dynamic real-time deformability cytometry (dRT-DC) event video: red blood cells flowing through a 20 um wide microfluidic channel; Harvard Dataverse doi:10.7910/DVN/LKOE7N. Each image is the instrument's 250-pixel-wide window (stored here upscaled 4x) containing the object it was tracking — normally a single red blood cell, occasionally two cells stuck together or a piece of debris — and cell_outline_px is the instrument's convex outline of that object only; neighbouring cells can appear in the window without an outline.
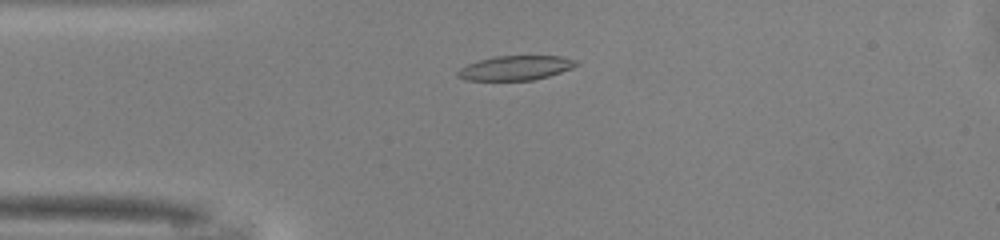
{"species": "common noctule bat (a hibernating species)", "species_latin": "Nyctalus noctula", "temperature_condition": "warm", "stored_images_in_passage": 35, "camera_frame_rate_fps": 3000, "um_per_image_px": 0.085, "animal": {"sex": "male", "body_mass_g": 13.0, "forearm_length_mm": 53.1}, "frame": {"image": 1, "passage_image": 9, "time_ms": 2.667, "image_size_px": [1000, 240], "cell_outline_px": [[580, 64], [572, 68], [548, 76], [532, 80], [464, 80], [456, 76], [456, 72], [460, 68], [468, 64], [480, 60], [496, 56], [560, 56], [576, 60]], "centroid_in_image_um": [43.81, 5.77], "position_along_channel_um": 41.2, "area_um2": 16.82}}
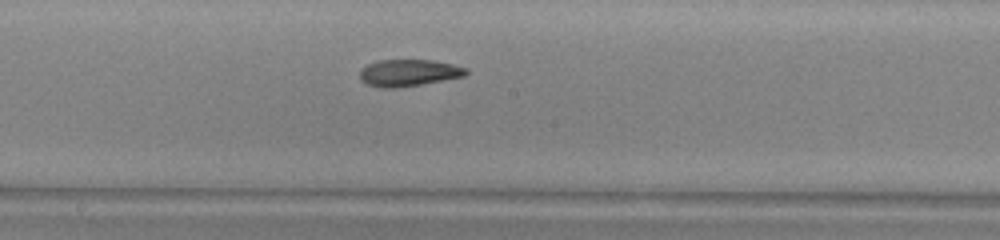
{"frame": {"image": 2, "passage_image": 23, "time_ms": 7.333, "image_size_px": [1000, 240], "cell_outline_px": [[468, 72], [464, 76], [420, 84], [396, 88], [384, 88], [368, 84], [360, 80], [360, 68], [368, 64], [380, 60], [432, 60], [452, 64], [468, 68]], "centroid_in_image_um": [34.72, 6.18], "position_along_channel_um": 213.5, "area_um2": 16.47}}
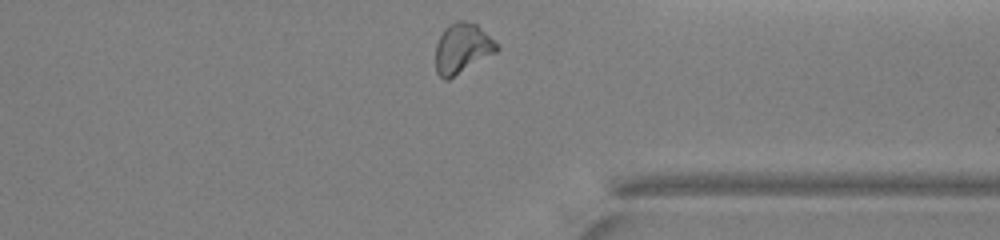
{"frame": {"image": 3, "passage_image": 35, "time_ms": 11.333, "image_size_px": [1000, 240], "cell_outline_px": [[500, 48], [496, 52], [448, 80], [444, 80], [436, 72], [436, 44], [444, 28], [448, 24], [456, 20], [464, 20], [476, 24]], "centroid_in_image_um": [39.25, 4.1], "position_along_channel_um": 372.1, "area_um2": 17.63}, "authors_computed_cell_mechanics": {"area_um2": 17.1666, "velocity_mm_per_s": 4.1073, "shape_relaxation_time_tau1_ms": null, "shape_relaxation_time_tau2_ms": 6.1883, "deformation_change_tau1": null, "deformation_change_tau2": 0.1245}}